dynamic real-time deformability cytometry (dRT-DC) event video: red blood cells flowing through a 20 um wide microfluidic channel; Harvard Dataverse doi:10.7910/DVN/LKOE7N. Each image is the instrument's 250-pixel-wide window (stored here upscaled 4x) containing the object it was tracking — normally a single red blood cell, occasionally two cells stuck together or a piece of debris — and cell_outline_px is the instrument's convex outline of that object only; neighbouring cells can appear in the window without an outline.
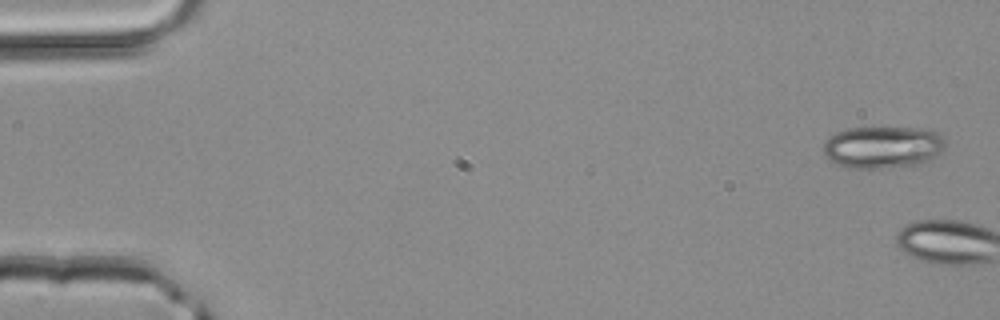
{"species": "common noctule bat (a hibernating species)", "species_latin": "Nyctalus noctula", "temperature_condition": "room temperature", "stored_images_in_passage": 4, "camera_frame_rate_fps": 3000, "um_per_image_px": 0.085, "animal": {"sex": "male", "body_mass_g": 20.4}, "frame": {"image": 1, "passage_image": 1, "time_ms": 0.0, "image_size_px": [1000, 320], "cell_outline_px": [[944, 148], [932, 160], [920, 164], [880, 168], [848, 168], [828, 160], [824, 156], [824, 140], [828, 136], [836, 132], [848, 128], [932, 128], [944, 140]], "centroid_in_image_um": [75.02, 12.5], "position_along_channel_um": 10.0, "area_um2": 30.17}}